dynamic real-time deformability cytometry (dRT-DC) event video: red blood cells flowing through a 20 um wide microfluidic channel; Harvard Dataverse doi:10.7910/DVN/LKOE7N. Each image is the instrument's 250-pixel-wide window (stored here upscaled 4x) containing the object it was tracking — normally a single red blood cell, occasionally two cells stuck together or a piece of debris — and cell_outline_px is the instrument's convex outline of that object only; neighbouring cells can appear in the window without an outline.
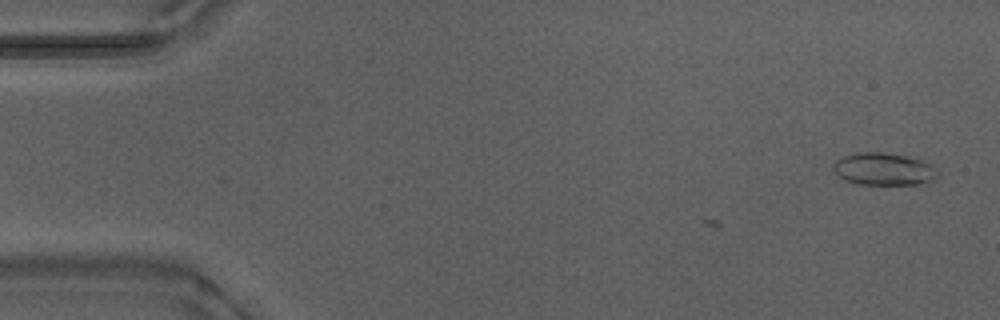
{"species": "Egyptian fruit bat (a non-hibernating species)", "species_latin": "Rousettus aegyptiacus", "temperature_condition": "warm", "stored_images_in_passage": 7, "camera_frame_rate_fps": 3000, "um_per_image_px": 0.085, "animal": {"sex": "male"}, "frame": {"image": 1, "passage_image": 2, "time_ms": 0.333, "image_size_px": [1000, 320], "cell_outline_px": [[940, 172], [928, 184], [860, 184], [844, 180], [832, 168], [832, 164], [840, 156], [860, 152], [884, 152], [904, 156], [920, 160], [932, 164]], "centroid_in_image_um": [75.12, 14.37], "position_along_channel_um": 9.9, "area_um2": 19.83}}